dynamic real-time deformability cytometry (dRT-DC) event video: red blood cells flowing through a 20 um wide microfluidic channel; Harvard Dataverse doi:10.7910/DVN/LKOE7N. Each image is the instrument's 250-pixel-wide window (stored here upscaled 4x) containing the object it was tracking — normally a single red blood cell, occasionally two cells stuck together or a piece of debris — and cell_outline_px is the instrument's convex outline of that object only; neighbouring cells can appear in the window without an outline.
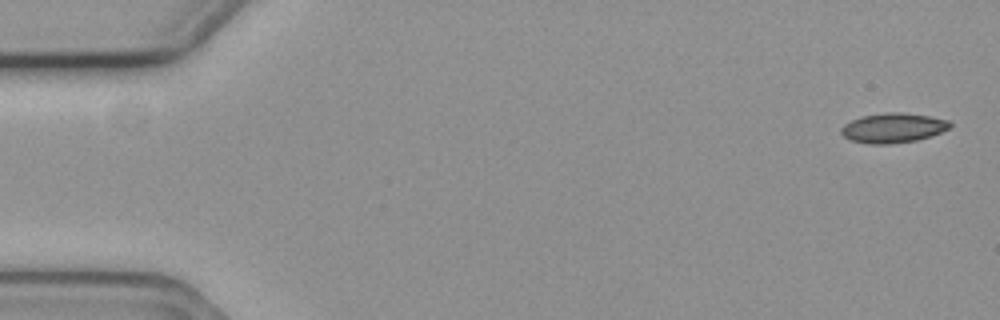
{"species": "common noctule bat (a hibernating species)", "species_latin": "Nyctalus noctula", "temperature_condition": "cold", "stored_images_in_passage": 6, "camera_frame_rate_fps": 3000, "um_per_image_px": 0.085, "animal": {"sex": "female", "body_mass_g": 19.3, "forearm_length_mm": 54.1}, "frame": {"image": 1, "passage_image": 1, "time_ms": 0.0, "image_size_px": [1000, 320], "cell_outline_px": [[952, 124], [948, 128], [940, 132], [916, 140], [888, 144], [868, 144], [852, 140], [844, 136], [840, 132], [840, 128], [844, 124], [860, 116], [884, 112], [904, 112], [928, 116], [948, 120]], "centroid_in_image_um": [75.86, 10.86], "position_along_channel_um": 9.1, "area_um2": 18.73}}